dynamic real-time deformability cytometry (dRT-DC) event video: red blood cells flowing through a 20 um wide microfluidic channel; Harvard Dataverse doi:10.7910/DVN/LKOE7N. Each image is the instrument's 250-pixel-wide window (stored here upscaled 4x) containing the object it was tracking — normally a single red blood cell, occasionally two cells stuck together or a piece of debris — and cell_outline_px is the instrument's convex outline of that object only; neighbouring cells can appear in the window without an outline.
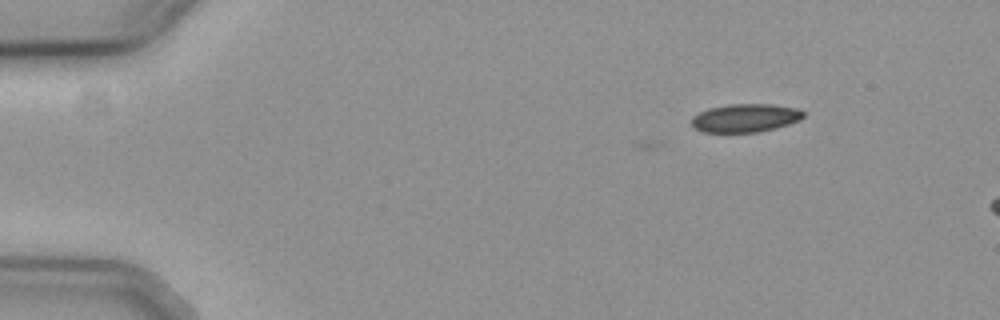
{"species": "common noctule bat (a hibernating species)", "species_latin": "Nyctalus noctula", "temperature_condition": "cold", "stored_images_in_passage": 5, "camera_frame_rate_fps": 3000, "um_per_image_px": 0.085, "animal": {"sex": "female", "body_mass_g": 19.3, "forearm_length_mm": 54.1}, "frame": {"image": 1, "passage_image": 1, "time_ms": 0.0, "image_size_px": [1000, 320], "cell_outline_px": [[804, 116], [800, 120], [776, 128], [756, 132], [704, 132], [696, 128], [692, 124], [692, 116], [708, 108], [728, 104], [772, 104], [796, 108], [804, 112]], "centroid_in_image_um": [63.36, 10.02], "position_along_channel_um": 21.6, "area_um2": 18.38}}